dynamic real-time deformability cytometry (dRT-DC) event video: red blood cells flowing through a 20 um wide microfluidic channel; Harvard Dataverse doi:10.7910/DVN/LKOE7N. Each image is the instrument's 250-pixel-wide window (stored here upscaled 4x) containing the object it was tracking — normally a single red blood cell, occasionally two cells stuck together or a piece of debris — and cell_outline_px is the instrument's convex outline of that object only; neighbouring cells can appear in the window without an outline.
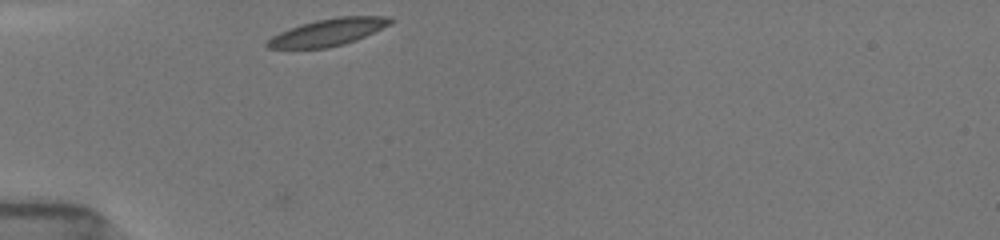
{"species": "common noctule bat (a hibernating species)", "species_latin": "Nyctalus noctula", "temperature_condition": "room temperature", "stored_images_in_passage": 30, "camera_frame_rate_fps": 3000, "um_per_image_px": 0.085, "animal": {"sex": "female", "body_mass_g": 19.5, "forearm_length_mm": 54.1}, "frame": {"image": 1, "passage_image": 1, "time_ms": 0.0, "image_size_px": [1000, 240], "cell_outline_px": [[396, 20], [392, 24], [356, 40], [344, 44], [328, 48], [268, 48], [264, 44], [272, 36], [280, 32], [300, 24], [316, 20], [340, 16], [388, 16]], "centroid_in_image_um": [27.93, 2.73], "position_along_channel_um": 57.1, "area_um2": 19.48}}
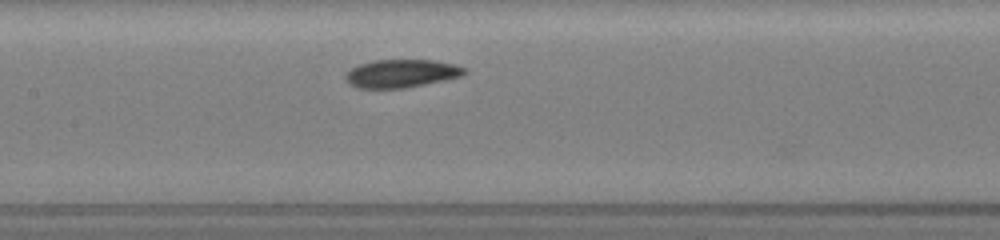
{"frame": {"image": 2, "passage_image": 11, "time_ms": 3.333, "image_size_px": [1000, 240], "cell_outline_px": [[468, 72], [464, 76], [404, 88], [356, 88], [348, 84], [344, 80], [344, 76], [352, 68], [360, 64], [376, 60], [432, 60], [456, 64], [468, 68]], "centroid_in_image_um": [34.15, 6.25], "position_along_channel_um": 173.2, "area_um2": 19.65}}
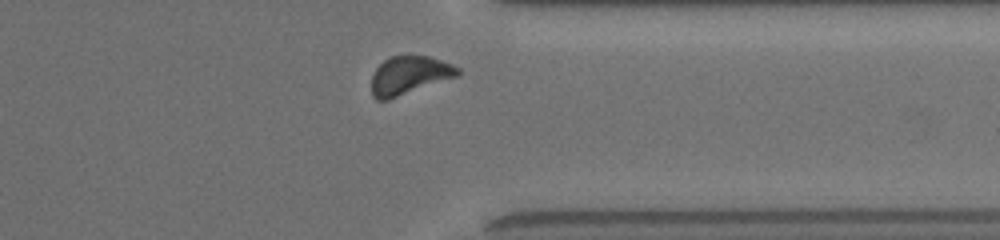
{"frame": {"image": 3, "passage_image": 27, "time_ms": 8.667, "image_size_px": [1000, 240], "cell_outline_px": [[460, 76], [388, 100], [376, 100], [372, 96], [372, 76], [376, 68], [388, 56], [428, 56], [452, 64], [460, 68]], "centroid_in_image_um": [34.8, 6.41], "position_along_channel_um": 376.6, "area_um2": 19.42}, "authors_computed_cell_mechanics": {"area_um2": 19.6809, "velocity_mm_per_s": 3.8422, "shape_relaxation_time_tau1_ms": 2.8113, "shape_relaxation_time_tau2_ms": 3.9209, "deformation_change_tau1": 0.1088, "deformation_change_tau2": 0.1001}}